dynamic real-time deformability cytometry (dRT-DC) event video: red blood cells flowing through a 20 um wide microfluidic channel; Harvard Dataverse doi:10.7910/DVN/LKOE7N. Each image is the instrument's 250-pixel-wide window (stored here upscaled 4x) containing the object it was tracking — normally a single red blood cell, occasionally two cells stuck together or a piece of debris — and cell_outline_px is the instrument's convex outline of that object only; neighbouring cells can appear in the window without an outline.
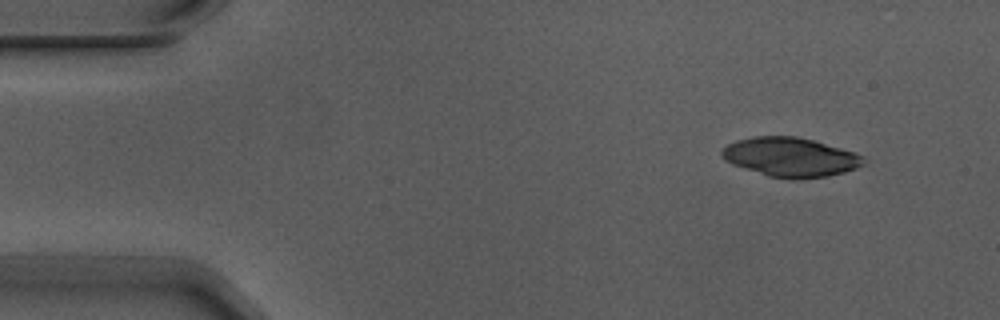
{"species": "Egyptian fruit bat (a non-hibernating species)", "species_latin": "Rousettus aegyptiacus", "temperature_condition": "warm", "stored_images_in_passage": 5, "camera_frame_rate_fps": 3000, "um_per_image_px": 0.085, "animal": {"sex": "male"}, "frame": {"image": 1, "passage_image": 1, "time_ms": 0.0, "image_size_px": [1000, 320], "cell_outline_px": [[868, 160], [864, 164], [856, 168], [844, 172], [828, 176], [768, 176], [732, 164], [724, 160], [720, 156], [720, 148], [736, 140], [752, 136], [796, 136], [812, 140], [840, 148], [864, 156]], "centroid_in_image_um": [67.14, 13.31], "position_along_channel_um": 17.9, "area_um2": 31.73}}